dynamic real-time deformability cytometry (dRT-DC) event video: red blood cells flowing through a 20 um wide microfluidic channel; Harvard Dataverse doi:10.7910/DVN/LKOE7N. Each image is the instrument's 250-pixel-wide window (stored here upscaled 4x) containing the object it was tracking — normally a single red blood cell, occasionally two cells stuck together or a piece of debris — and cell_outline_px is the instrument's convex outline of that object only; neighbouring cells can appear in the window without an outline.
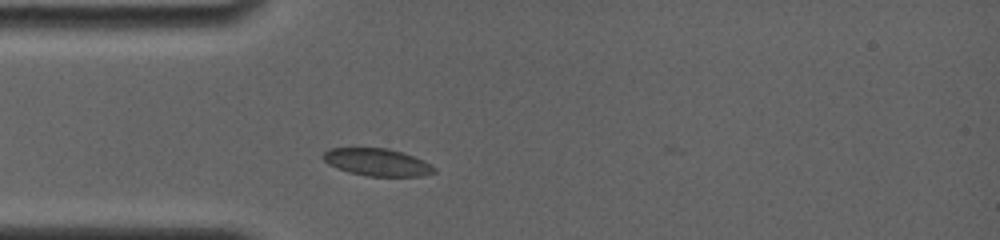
{"species": "common noctule bat (a hibernating species)", "species_latin": "Nyctalus noctula", "temperature_condition": "room temperature", "stored_images_in_passage": 2, "camera_frame_rate_fps": 4000, "um_per_image_px": 0.085, "animal": {"sex": "female", "body_mass_g": 19.0, "forearm_length_mm": 56.7}, "frame": {"image": 1, "passage_image": 1, "time_ms": 0.0, "image_size_px": [1000, 240], "cell_outline_px": [[436, 172], [420, 176], [368, 176], [348, 172], [336, 168], [328, 164], [320, 156], [328, 148], [388, 148], [404, 152], [436, 168]], "centroid_in_image_um": [32.0, 13.78], "position_along_channel_um": 53.0, "area_um2": 17.69}}